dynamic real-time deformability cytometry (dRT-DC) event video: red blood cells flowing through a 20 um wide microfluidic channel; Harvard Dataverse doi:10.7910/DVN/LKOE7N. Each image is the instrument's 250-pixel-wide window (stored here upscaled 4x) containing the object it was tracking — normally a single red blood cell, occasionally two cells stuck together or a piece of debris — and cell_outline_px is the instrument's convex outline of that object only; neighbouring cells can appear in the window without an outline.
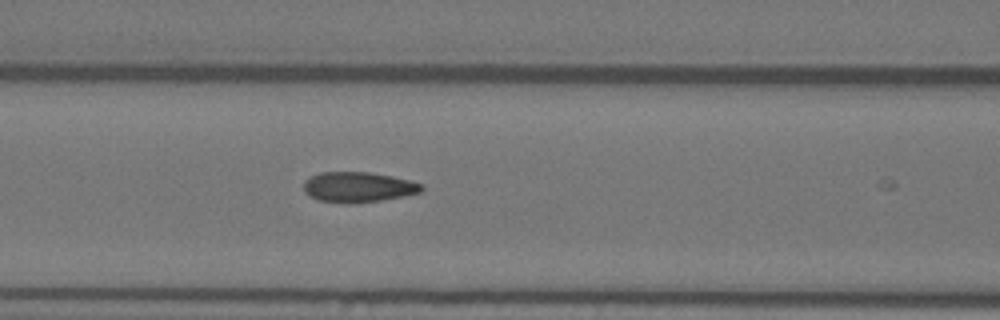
{"species": "Egyptian fruit bat (a non-hibernating species)", "species_latin": "Rousettus aegyptiacus", "temperature_condition": "warm", "stored_images_in_passage": 25, "camera_frame_rate_fps": 3000, "um_per_image_px": 0.085, "animal": {"sex": "female"}, "frame": {"image": 1, "passage_image": 24, "time_ms": 7.667, "image_size_px": [1000, 320], "cell_outline_px": [[424, 192], [384, 200], [352, 204], [344, 204], [316, 200], [308, 196], [304, 192], [304, 180], [320, 172], [368, 172], [392, 176], [408, 180], [420, 184], [424, 188]], "centroid_in_image_um": [30.42, 15.92], "position_along_channel_um": 136.2, "area_um2": 21.15}}